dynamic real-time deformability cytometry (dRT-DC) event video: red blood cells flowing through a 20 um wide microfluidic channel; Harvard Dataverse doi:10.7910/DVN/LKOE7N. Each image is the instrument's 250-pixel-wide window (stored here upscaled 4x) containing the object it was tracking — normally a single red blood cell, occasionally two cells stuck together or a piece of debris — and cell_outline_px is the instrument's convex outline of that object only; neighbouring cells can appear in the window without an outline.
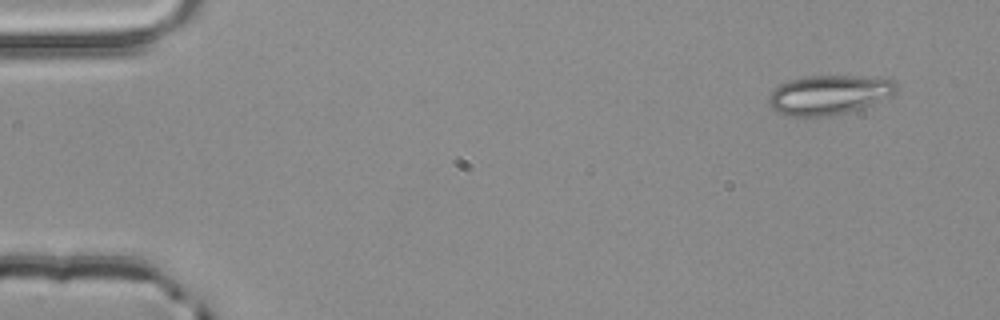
{"species": "common noctule bat (a hibernating species)", "species_latin": "Nyctalus noctula", "temperature_condition": "room temperature", "stored_images_in_passage": 3, "camera_frame_rate_fps": 3000, "um_per_image_px": 0.085, "animal": {"sex": "male", "body_mass_g": 20.4}, "frame": {"image": 1, "passage_image": 1, "time_ms": 0.0, "image_size_px": [1000, 320], "cell_outline_px": [[896, 92], [892, 96], [872, 104], [844, 112], [824, 116], [784, 116], [776, 112], [768, 104], [768, 96], [780, 84], [788, 80], [808, 76], [888, 76], [896, 80]], "centroid_in_image_um": [70.5, 8.03], "position_along_channel_um": 14.5, "area_um2": 29.59}}